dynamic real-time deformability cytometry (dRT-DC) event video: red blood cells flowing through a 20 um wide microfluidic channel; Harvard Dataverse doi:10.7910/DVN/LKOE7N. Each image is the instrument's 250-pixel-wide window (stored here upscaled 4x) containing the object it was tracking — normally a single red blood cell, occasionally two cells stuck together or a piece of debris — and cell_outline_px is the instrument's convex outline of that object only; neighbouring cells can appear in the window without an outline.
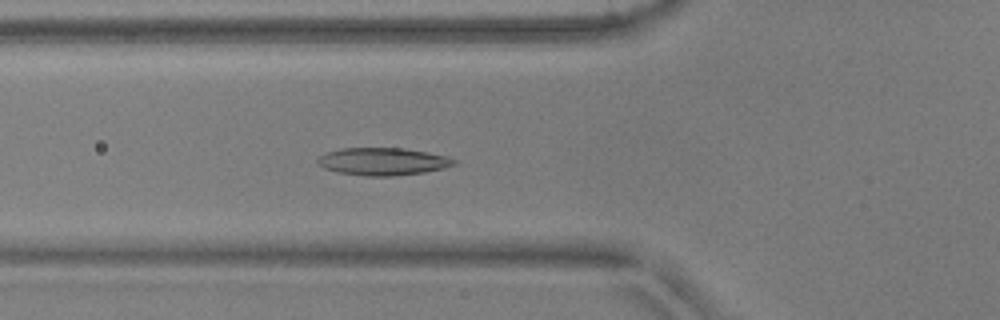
{"species": "common noctule bat (a hibernating species)", "species_latin": "Nyctalus noctula", "temperature_condition": "warm", "stored_images_in_passage": 17, "camera_frame_rate_fps": 3000, "um_per_image_px": 0.085, "animal": {"sex": "male", "body_mass_g": 17.9, "forearm_length_mm": 54.2}, "frame": {"image": 1, "passage_image": 7, "time_ms": 2.0, "image_size_px": [1000, 320], "cell_outline_px": [[456, 164], [444, 168], [424, 172], [392, 176], [364, 176], [336, 172], [324, 168], [316, 164], [316, 160], [320, 156], [328, 152], [340, 148], [404, 148], [428, 152], [444, 156], [456, 160]], "centroid_in_image_um": [32.5, 13.73], "position_along_channel_um": 93.3, "area_um2": 21.91}}
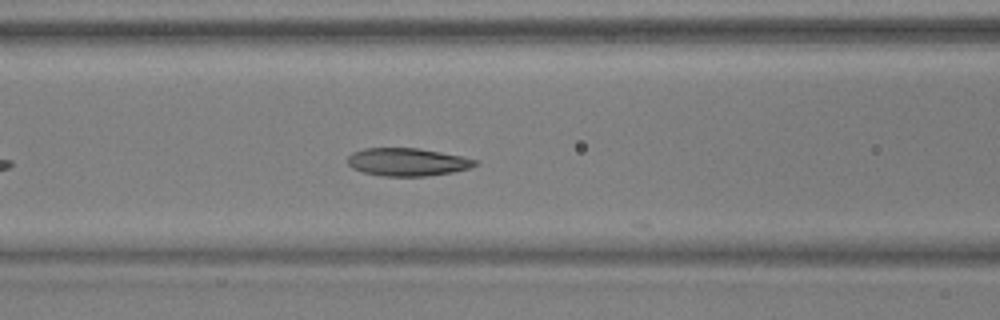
{"frame": {"image": 2, "passage_image": 10, "time_ms": 3.0, "image_size_px": [1000, 320], "cell_outline_px": [[480, 164], [468, 168], [452, 172], [424, 176], [380, 176], [364, 172], [352, 168], [348, 164], [348, 156], [352, 152], [364, 148], [416, 148], [440, 152], [460, 156], [476, 160]], "centroid_in_image_um": [34.59, 13.77], "position_along_channel_um": 132.0, "area_um2": 20.58}}
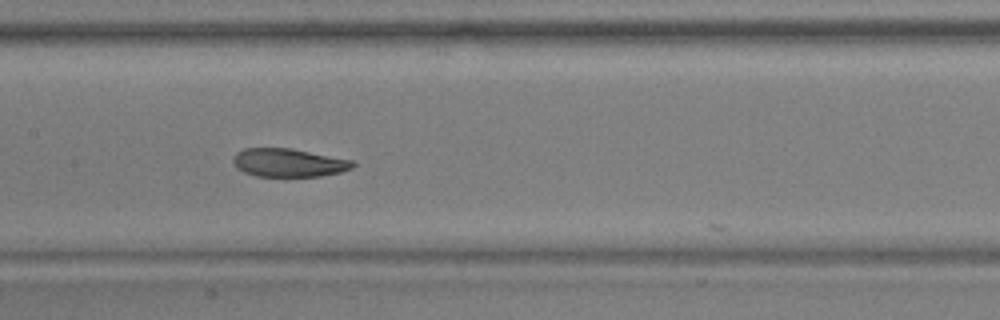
{"frame": {"image": 3, "passage_image": 14, "time_ms": 4.333, "image_size_px": [1000, 320], "cell_outline_px": [[356, 164], [352, 168], [340, 172], [320, 176], [256, 176], [244, 172], [236, 168], [232, 160], [236, 152], [244, 148], [292, 148], [356, 160]], "centroid_in_image_um": [24.56, 13.82], "position_along_channel_um": 182.8, "area_um2": 20.0}}